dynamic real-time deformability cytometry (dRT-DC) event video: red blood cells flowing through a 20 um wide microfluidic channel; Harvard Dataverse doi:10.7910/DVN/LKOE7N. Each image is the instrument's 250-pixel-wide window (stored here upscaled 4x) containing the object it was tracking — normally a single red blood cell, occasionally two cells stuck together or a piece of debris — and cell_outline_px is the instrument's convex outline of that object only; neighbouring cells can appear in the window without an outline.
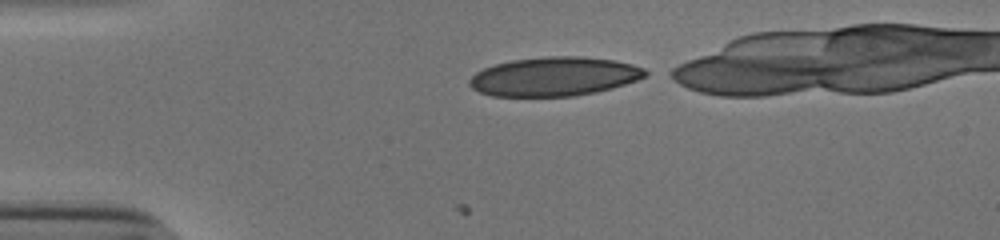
{"species": "human", "species_latin": "Homo sapiens", "temperature_condition": "cold", "stored_images_in_passage": 36, "camera_frame_rate_fps": 3000, "um_per_image_px": 0.085, "donor": {"sex": "male"}, "frame": {"image": 1, "passage_image": 1, "time_ms": 0.0, "image_size_px": [1000, 240], "cell_outline_px": [[652, 72], [648, 76], [612, 88], [596, 92], [572, 96], [492, 96], [480, 92], [472, 88], [468, 84], [468, 80], [476, 72], [484, 68], [496, 64], [512, 60], [544, 56], [580, 56], [616, 60], [632, 64], [644, 68]], "centroid_in_image_um": [47.14, 6.5], "position_along_channel_um": 37.9, "area_um2": 40.17}}
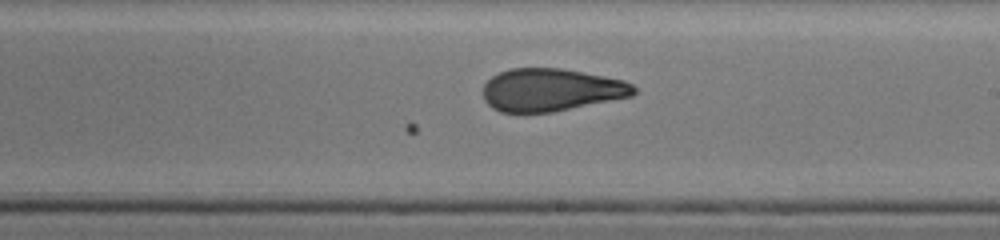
{"frame": {"image": 2, "passage_image": 20, "time_ms": 6.333, "image_size_px": [1000, 240], "cell_outline_px": [[636, 92], [632, 96], [552, 112], [500, 112], [492, 108], [484, 100], [484, 84], [492, 76], [500, 72], [512, 68], [560, 68], [584, 72], [624, 80], [632, 84], [636, 88]], "centroid_in_image_um": [46.84, 7.64], "position_along_channel_um": 242.2, "area_um2": 37.4}}
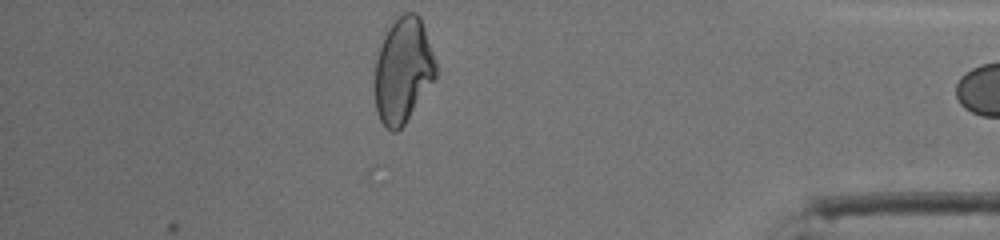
{"frame": {"image": 3, "passage_image": 35, "time_ms": 11.333, "image_size_px": [1000, 240], "cell_outline_px": [[436, 76], [404, 124], [396, 132], [392, 132], [380, 120], [376, 112], [376, 60], [380, 44], [388, 28], [404, 12], [416, 12], [420, 16], [436, 60]], "centroid_in_image_um": [34.27, 5.95], "position_along_channel_um": 400.9, "area_um2": 36.88}}